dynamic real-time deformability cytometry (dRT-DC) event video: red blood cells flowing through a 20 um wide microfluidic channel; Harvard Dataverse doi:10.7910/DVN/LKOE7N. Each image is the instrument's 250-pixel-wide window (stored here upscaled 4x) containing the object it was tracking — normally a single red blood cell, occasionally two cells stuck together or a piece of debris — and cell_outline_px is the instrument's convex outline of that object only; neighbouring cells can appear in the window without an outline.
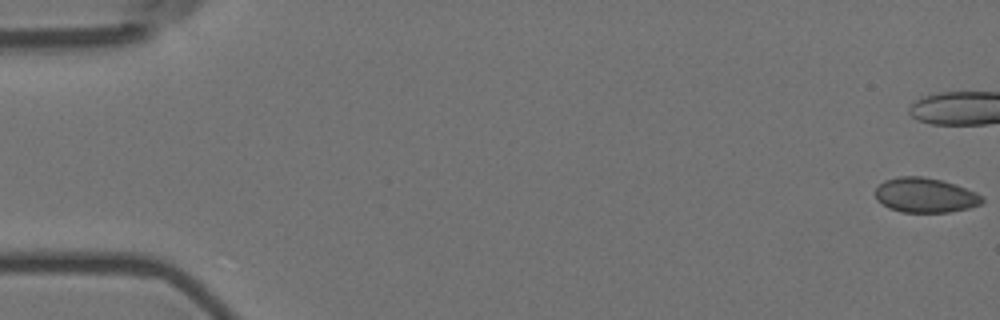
{"species": "Egyptian fruit bat (a non-hibernating species)", "species_latin": "Rousettus aegyptiacus", "temperature_condition": "room temperature", "stored_images_in_passage": 58, "camera_frame_rate_fps": 3000, "um_per_image_px": 0.085, "animal": {"sex": "female"}, "frame": {"image": 1, "passage_image": 1, "time_ms": 0.0, "image_size_px": [1000, 320], "cell_outline_px": [[984, 200], [980, 204], [968, 208], [948, 212], [900, 212], [888, 208], [876, 200], [876, 188], [884, 180], [900, 176], [924, 176], [940, 180], [976, 192], [984, 196]], "centroid_in_image_um": [78.62, 16.6], "position_along_channel_um": 6.4, "area_um2": 21.56}}